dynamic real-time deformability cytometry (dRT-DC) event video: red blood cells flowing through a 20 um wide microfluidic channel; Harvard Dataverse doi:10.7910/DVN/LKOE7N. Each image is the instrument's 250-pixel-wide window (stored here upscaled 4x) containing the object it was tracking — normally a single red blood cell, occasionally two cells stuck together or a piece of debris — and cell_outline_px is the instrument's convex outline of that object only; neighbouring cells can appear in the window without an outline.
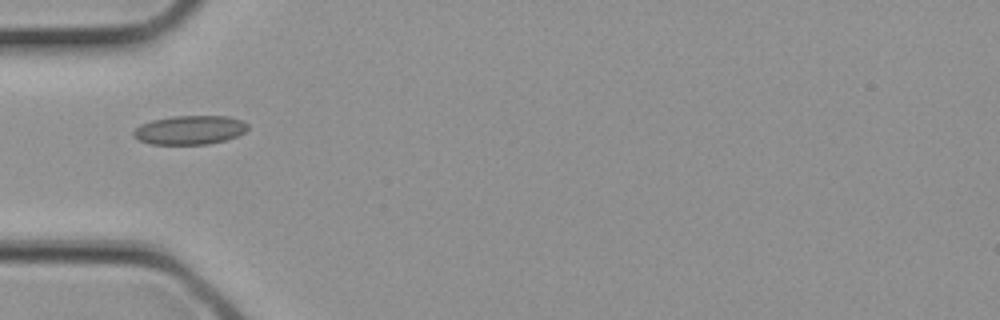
{"species": "common noctule bat (a hibernating species)", "species_latin": "Nyctalus noctula", "temperature_condition": "cold", "stored_images_in_passage": 1, "camera_frame_rate_fps": 3000, "um_per_image_px": 0.085, "animal": {"sex": "female", "body_mass_g": 21.9}, "frame": {"image": 1, "passage_image": 1, "time_ms": 0.0, "image_size_px": [1000, 320], "cell_outline_px": [[248, 128], [244, 132], [236, 136], [224, 140], [208, 144], [152, 144], [136, 140], [132, 136], [132, 132], [140, 124], [152, 120], [172, 116], [228, 116], [240, 120], [248, 124]], "centroid_in_image_um": [16.08, 11.05], "position_along_channel_um": 68.9, "area_um2": 19.31}}